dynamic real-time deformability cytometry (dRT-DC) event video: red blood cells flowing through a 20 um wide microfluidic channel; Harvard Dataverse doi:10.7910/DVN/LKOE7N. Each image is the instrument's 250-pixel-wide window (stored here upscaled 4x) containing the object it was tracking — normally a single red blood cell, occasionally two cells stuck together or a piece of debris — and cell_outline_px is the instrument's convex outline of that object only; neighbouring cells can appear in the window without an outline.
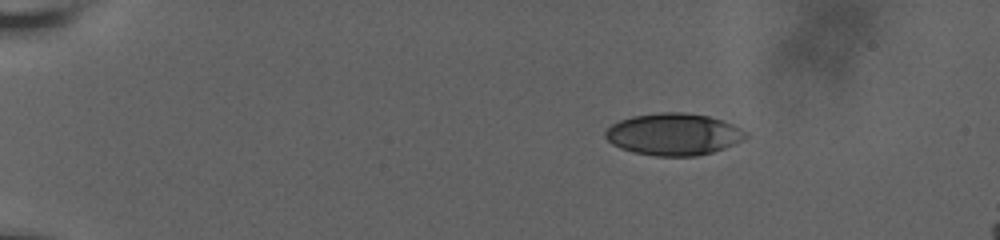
{"species": "human", "species_latin": "Homo sapiens", "temperature_condition": "room temperature", "stored_images_in_passage": 19, "camera_frame_rate_fps": 3000, "um_per_image_px": 0.085, "donor": {"sex": "male"}, "frame": {"image": 1, "passage_image": 5, "time_ms": 3.333, "image_size_px": [1000, 240], "cell_outline_px": [[748, 136], [724, 148], [712, 152], [696, 156], [656, 156], [632, 152], [620, 148], [612, 144], [604, 136], [604, 132], [612, 124], [620, 120], [632, 116], [660, 112], [684, 112], [708, 116], [732, 124], [748, 132]], "centroid_in_image_um": [57.22, 11.41], "position_along_channel_um": 27.8, "area_um2": 34.22}}
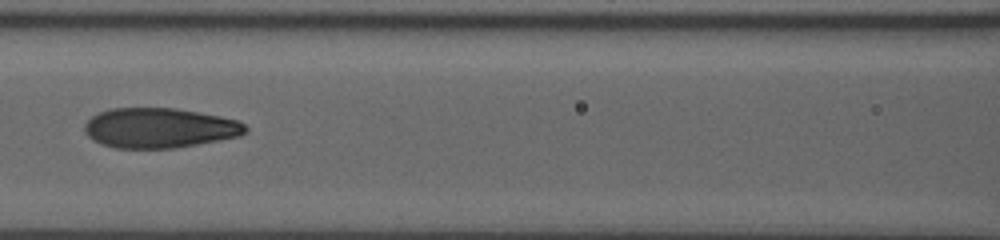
{"frame": {"image": 2, "passage_image": 11, "time_ms": 9.667, "image_size_px": [1000, 240], "cell_outline_px": [[248, 132], [240, 136], [176, 148], [116, 148], [100, 144], [92, 140], [84, 132], [84, 124], [92, 116], [100, 112], [112, 108], [176, 108], [220, 116], [236, 120], [244, 124], [248, 128]], "centroid_in_image_um": [13.54, 10.88], "position_along_channel_um": 153.1, "area_um2": 37.57}}
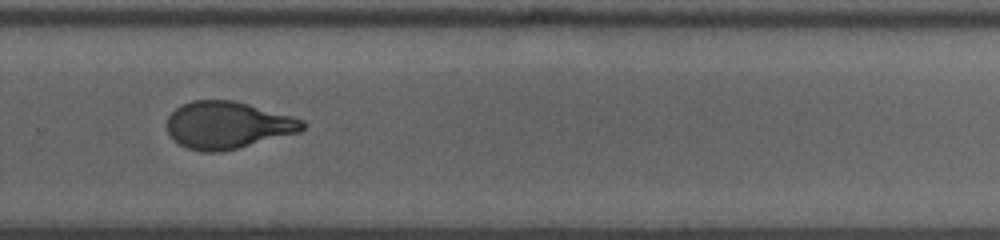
{"frame": {"image": 3, "passage_image": 17, "time_ms": 14.0, "image_size_px": [1000, 240], "cell_outline_px": [[308, 124], [300, 132], [220, 152], [200, 152], [188, 148], [180, 144], [168, 132], [168, 116], [176, 108], [192, 100], [232, 100], [248, 104], [292, 116], [304, 120]], "centroid_in_image_um": [19.37, 10.63], "position_along_channel_um": 310.4, "area_um2": 36.93}}